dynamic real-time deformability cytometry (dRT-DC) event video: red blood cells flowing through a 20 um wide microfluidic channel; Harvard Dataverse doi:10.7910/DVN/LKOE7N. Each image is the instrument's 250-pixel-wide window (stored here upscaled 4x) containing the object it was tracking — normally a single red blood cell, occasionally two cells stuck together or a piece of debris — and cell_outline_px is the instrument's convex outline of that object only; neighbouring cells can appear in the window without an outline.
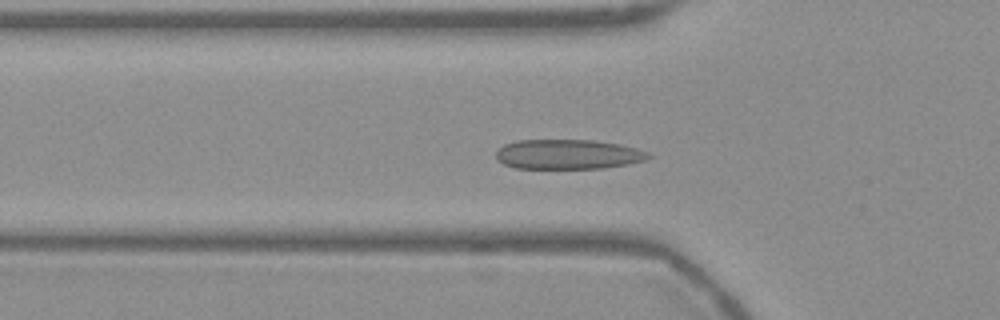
{"species": "Egyptian fruit bat (a non-hibernating species)", "species_latin": "Rousettus aegyptiacus", "temperature_condition": "warm", "stored_images_in_passage": 54, "camera_frame_rate_fps": 3000, "um_per_image_px": 0.085, "frame": {"image": 1, "passage_image": 18, "time_ms": 5.667, "image_size_px": [1000, 320], "cell_outline_px": [[652, 156], [648, 160], [628, 164], [604, 168], [516, 168], [504, 164], [496, 160], [496, 152], [504, 144], [516, 140], [596, 140], [620, 144], [636, 148], [648, 152]], "centroid_in_image_um": [48.3, 13.11], "position_along_channel_um": 77.5, "area_um2": 26.59}}
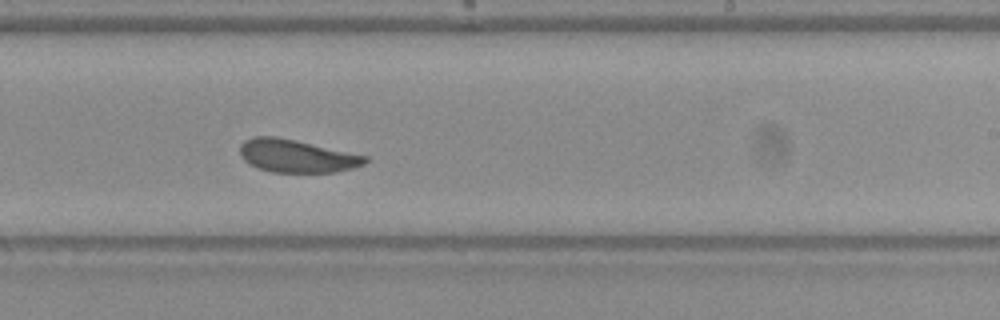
{"frame": {"image": 2, "passage_image": 33, "time_ms": 10.667, "image_size_px": [1000, 320], "cell_outline_px": [[368, 160], [364, 164], [352, 168], [336, 172], [272, 172], [256, 168], [244, 160], [240, 156], [240, 144], [244, 140], [252, 136], [276, 136], [296, 140], [368, 156]], "centroid_in_image_um": [25.18, 13.25], "position_along_channel_um": 263.8, "area_um2": 24.1}}
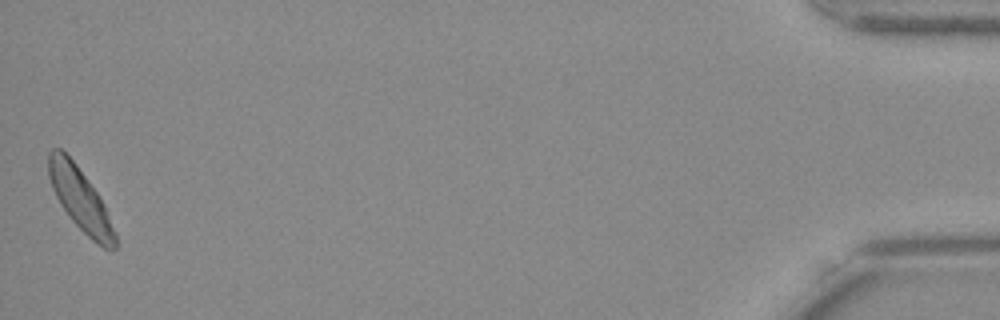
{"frame": {"image": 3, "passage_image": 54, "time_ms": 17.667, "image_size_px": [1000, 320], "cell_outline_px": [[116, 248], [112, 252], [104, 248], [92, 240], [72, 220], [60, 204], [52, 188], [48, 176], [48, 152], [52, 148], [60, 148], [76, 164], [96, 192], [116, 232]], "centroid_in_image_um": [6.8, 16.95], "position_along_channel_um": 428.4, "area_um2": 23.76}, "authors_computed_cell_mechanics": {"area_um2": 24.8829, "velocity_mm_per_s": 3.7082, "shape_relaxation_time_tau1_ms": 4.0063, "shape_relaxation_time_tau2_ms": 1.5665, "deformation_change_tau1": 0.1158, "deformation_change_tau2": 0.0717}}